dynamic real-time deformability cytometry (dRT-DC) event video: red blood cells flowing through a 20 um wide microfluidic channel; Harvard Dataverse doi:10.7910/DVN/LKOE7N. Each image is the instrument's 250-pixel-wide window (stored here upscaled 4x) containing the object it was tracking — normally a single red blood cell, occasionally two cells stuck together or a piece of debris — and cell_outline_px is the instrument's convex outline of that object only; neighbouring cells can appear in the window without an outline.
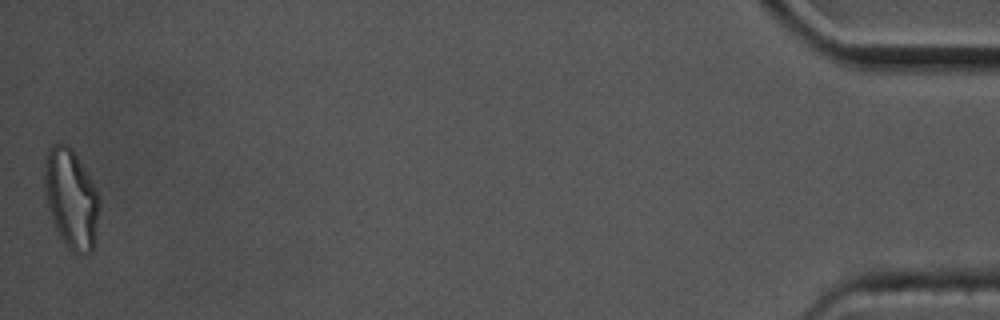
{"species": "common noctule bat (a hibernating species)", "species_latin": "Nyctalus noctula", "temperature_condition": "cold", "stored_images_in_passage": 45, "camera_frame_rate_fps": 3000, "um_per_image_px": 0.085, "animal": {"sex": "male", "body_mass_g": 17.5, "forearm_length_mm": 52.3}, "frame": {"image": 1, "passage_image": 45, "time_ms": 14.667, "image_size_px": [1000, 320], "cell_outline_px": [[100, 204], [96, 236], [92, 252], [72, 252], [56, 228], [48, 204], [44, 188], [44, 156], [48, 148], [56, 144], [68, 144], [72, 148], [88, 176], [100, 200]], "centroid_in_image_um": [6.04, 16.85], "position_along_channel_um": 429.2, "area_um2": 31.15}, "authors_computed_cell_mechanics": {"area_um2": 21.5016, "velocity_mm_per_s": 3.4965, "shape_relaxation_time_tau1_ms": null, "shape_relaxation_time_tau2_ms": 1.7711, "deformation_change_tau1": null, "deformation_change_tau2": 0.0649}}